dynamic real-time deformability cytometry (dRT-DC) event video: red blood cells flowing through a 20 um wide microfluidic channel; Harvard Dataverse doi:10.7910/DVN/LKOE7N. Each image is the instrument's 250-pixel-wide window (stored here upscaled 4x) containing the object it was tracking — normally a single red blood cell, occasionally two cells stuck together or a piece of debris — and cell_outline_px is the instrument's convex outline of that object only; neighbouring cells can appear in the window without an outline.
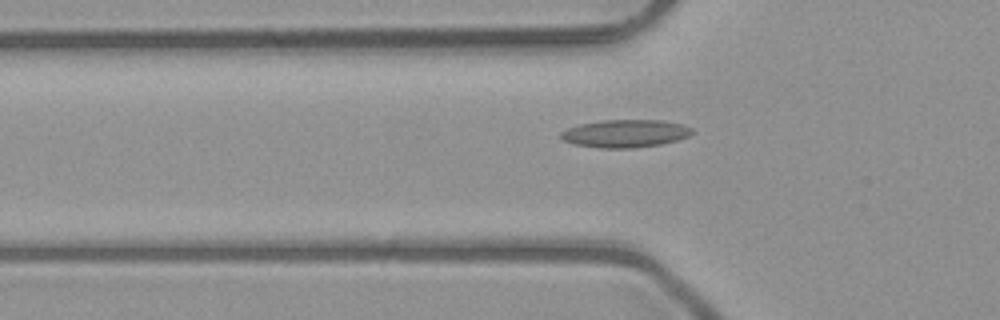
{"species": "common noctule bat (a hibernating species)", "species_latin": "Nyctalus noctula", "temperature_condition": "room temperature", "stored_images_in_passage": 32, "camera_frame_rate_fps": 3000, "um_per_image_px": 0.085, "animal": {"sex": "male", "body_mass_g": 23.1, "forearm_length_mm": 52.7}, "frame": {"image": 1, "passage_image": 2, "time_ms": 0.333, "image_size_px": [1000, 320], "cell_outline_px": [[692, 132], [688, 136], [676, 140], [660, 144], [632, 148], [600, 148], [572, 144], [564, 140], [560, 136], [560, 132], [568, 128], [580, 124], [600, 120], [660, 120], [684, 124], [692, 128]], "centroid_in_image_um": [53.12, 11.34], "position_along_channel_um": 72.7, "area_um2": 21.21}}
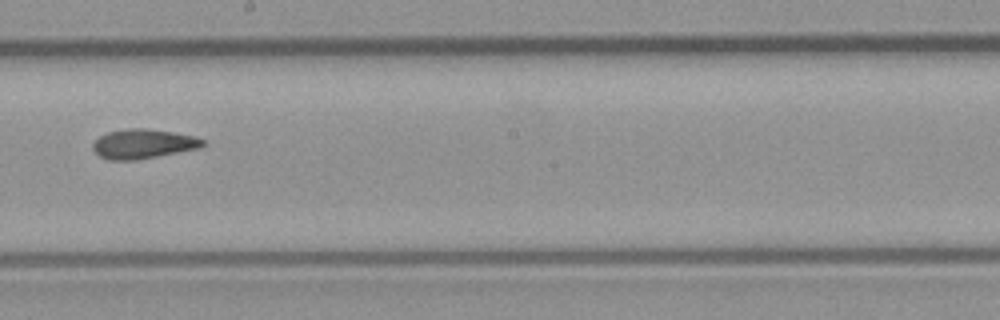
{"frame": {"image": 2, "passage_image": 14, "time_ms": 4.333, "image_size_px": [1000, 320], "cell_outline_px": [[204, 144], [200, 148], [136, 160], [108, 160], [100, 156], [92, 148], [92, 144], [100, 136], [108, 132], [128, 128], [144, 128], [172, 132], [192, 136], [204, 140]], "centroid_in_image_um": [12.14, 12.23], "position_along_channel_um": 236.1, "area_um2": 18.67}}
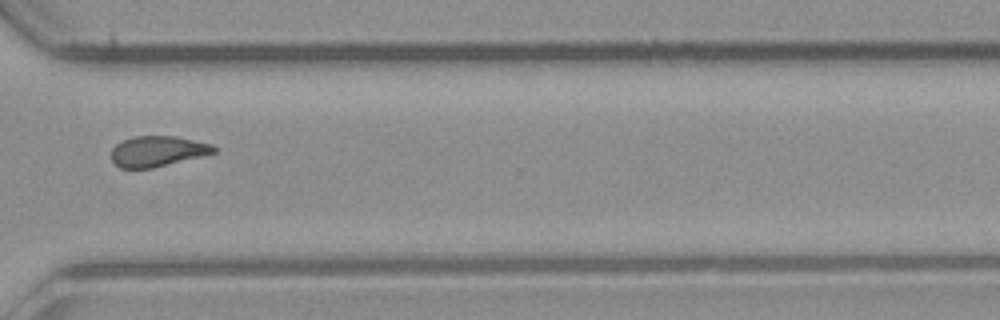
{"frame": {"image": 3, "passage_image": 23, "time_ms": 7.333, "image_size_px": [1000, 320], "cell_outline_px": [[216, 152], [152, 168], [120, 168], [112, 160], [112, 148], [116, 144], [132, 136], [176, 136], [212, 144], [216, 148]], "centroid_in_image_um": [13.38, 12.84], "position_along_channel_um": 357.2, "area_um2": 18.03}}